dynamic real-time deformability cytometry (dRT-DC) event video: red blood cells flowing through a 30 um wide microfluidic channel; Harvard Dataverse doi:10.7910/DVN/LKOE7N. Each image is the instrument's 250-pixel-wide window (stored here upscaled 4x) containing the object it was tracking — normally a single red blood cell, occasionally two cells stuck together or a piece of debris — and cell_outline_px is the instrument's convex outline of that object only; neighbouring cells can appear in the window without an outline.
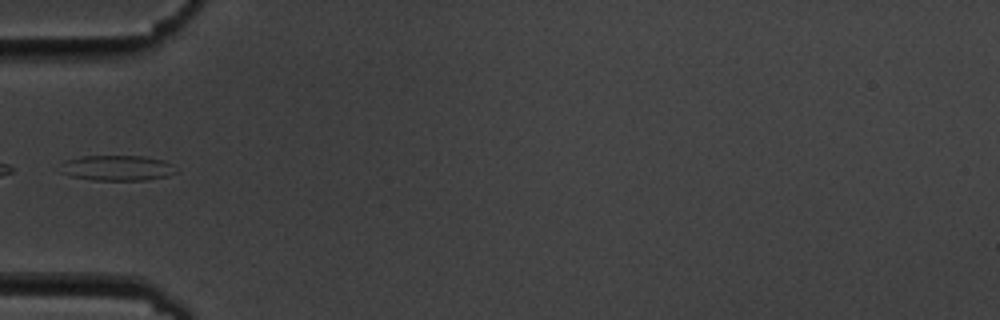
{"species": "common noctule bat (a hibernating species)", "species_latin": "Nyctalus noctula", "temperature_condition": "cold", "stored_images_in_passage": 2, "camera_frame_rate_fps": 3000, "um_per_image_px": 0.085, "animal": {"sex": "male", "body_mass_g": 19.5, "forearm_length_mm": 54.6}, "frame": {"image": 1, "passage_image": 2, "time_ms": 1.0, "image_size_px": [1000, 320], "cell_outline_px": [[180, 172], [168, 176], [148, 180], [92, 180], [72, 176], [60, 172], [64, 160], [80, 156], [144, 156], [164, 160]], "centroid_in_image_um": [9.98, 14.28], "position_along_channel_um": 75.0, "area_um2": 17.22}}